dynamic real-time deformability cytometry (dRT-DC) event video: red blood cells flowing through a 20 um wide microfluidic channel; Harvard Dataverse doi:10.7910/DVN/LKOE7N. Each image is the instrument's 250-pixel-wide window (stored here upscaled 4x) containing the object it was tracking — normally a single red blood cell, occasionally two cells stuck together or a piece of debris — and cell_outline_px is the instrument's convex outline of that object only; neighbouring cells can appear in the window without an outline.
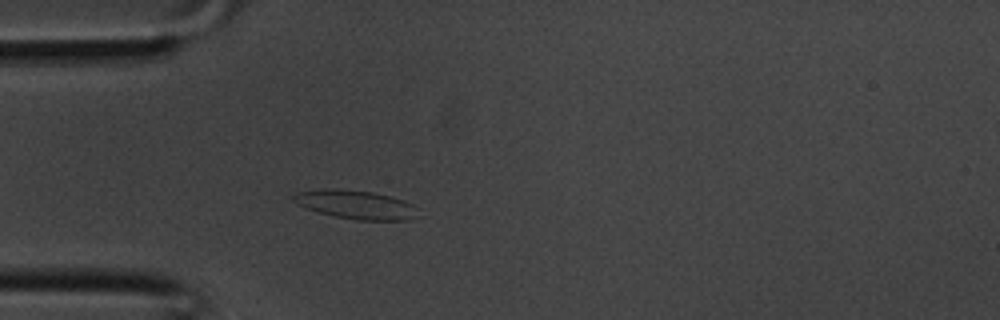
{"species": "common noctule bat (a hibernating species)", "species_latin": "Nyctalus noctula", "temperature_condition": "room temperature", "stored_images_in_passage": 28, "camera_frame_rate_fps": 3000, "um_per_image_px": 0.085, "animal": {"sex": "male", "body_mass_g": 20.1, "forearm_length_mm": 53.5}, "frame": {"image": 1, "passage_image": 1, "time_ms": 0.0, "image_size_px": [1000, 320], "cell_outline_px": [[420, 208], [416, 216], [408, 220], [356, 220], [336, 216], [320, 212], [296, 204], [292, 200], [292, 196], [296, 192], [324, 188], [372, 192], [392, 196], [404, 200]], "centroid_in_image_um": [30.28, 17.39], "position_along_channel_um": 54.7, "area_um2": 20.81}}
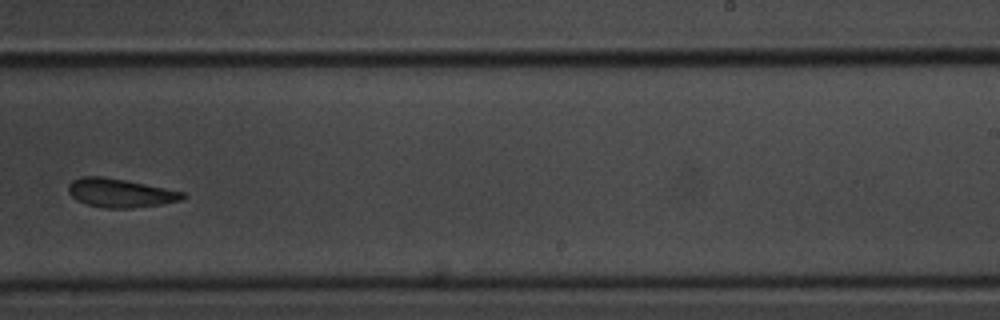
{"frame": {"image": 2, "passage_image": 14, "time_ms": 4.333, "image_size_px": [1000, 320], "cell_outline_px": [[188, 196], [180, 200], [160, 204], [128, 208], [104, 208], [88, 204], [76, 200], [68, 192], [68, 184], [72, 180], [80, 176], [104, 176], [184, 192]], "centroid_in_image_um": [10.17, 16.39], "position_along_channel_um": 278.8, "area_um2": 18.96}}
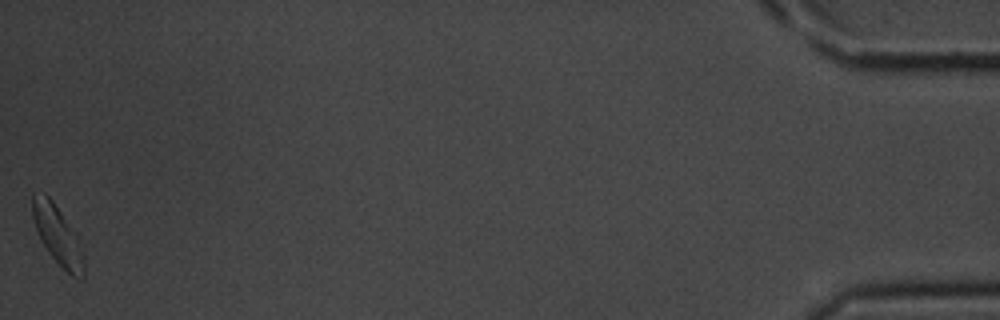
{"frame": {"image": 3, "passage_image": 28, "time_ms": 9.0, "image_size_px": [1000, 320], "cell_outline_px": [[84, 280], [80, 280], [72, 276], [48, 252], [40, 240], [32, 216], [32, 192], [44, 192], [52, 200], [80, 236], [84, 252]], "centroid_in_image_um": [4.94, 19.98], "position_along_channel_um": 430.3, "area_um2": 18.21}}